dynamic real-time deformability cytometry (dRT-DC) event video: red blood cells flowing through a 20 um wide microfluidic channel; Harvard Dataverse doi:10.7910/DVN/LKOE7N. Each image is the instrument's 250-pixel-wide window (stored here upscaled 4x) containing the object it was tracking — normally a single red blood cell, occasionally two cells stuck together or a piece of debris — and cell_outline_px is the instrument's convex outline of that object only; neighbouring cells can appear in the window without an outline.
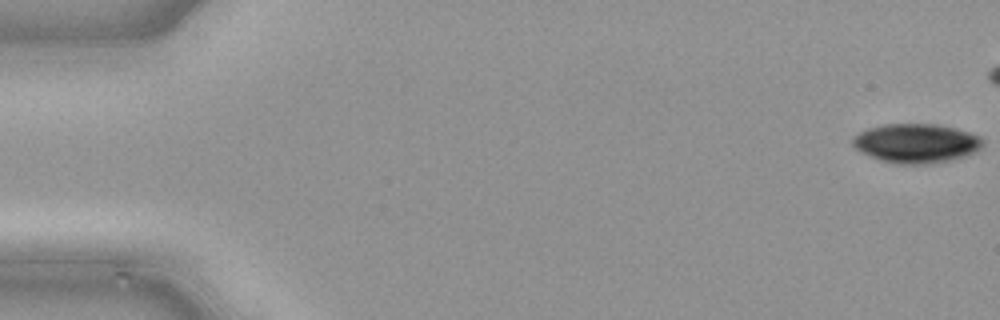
{"species": "common noctule bat (a hibernating species)", "species_latin": "Nyctalus noctula", "temperature_condition": "cold", "stored_images_in_passage": 10, "camera_frame_rate_fps": 3000, "um_per_image_px": 0.085, "animal": {"sex": "male", "body_mass_g": 21.5, "forearm_length_mm": 52.0}, "frame": {"image": 1, "passage_image": 1, "time_ms": 0.0, "image_size_px": [1000, 320], "cell_outline_px": [[984, 144], [980, 148], [964, 156], [948, 160], [924, 164], [900, 164], [880, 160], [860, 152], [852, 144], [852, 140], [860, 132], [868, 128], [884, 124], [940, 124], [956, 128], [980, 136], [984, 140]], "centroid_in_image_um": [77.88, 12.16], "position_along_channel_um": 7.1, "area_um2": 29.54}}